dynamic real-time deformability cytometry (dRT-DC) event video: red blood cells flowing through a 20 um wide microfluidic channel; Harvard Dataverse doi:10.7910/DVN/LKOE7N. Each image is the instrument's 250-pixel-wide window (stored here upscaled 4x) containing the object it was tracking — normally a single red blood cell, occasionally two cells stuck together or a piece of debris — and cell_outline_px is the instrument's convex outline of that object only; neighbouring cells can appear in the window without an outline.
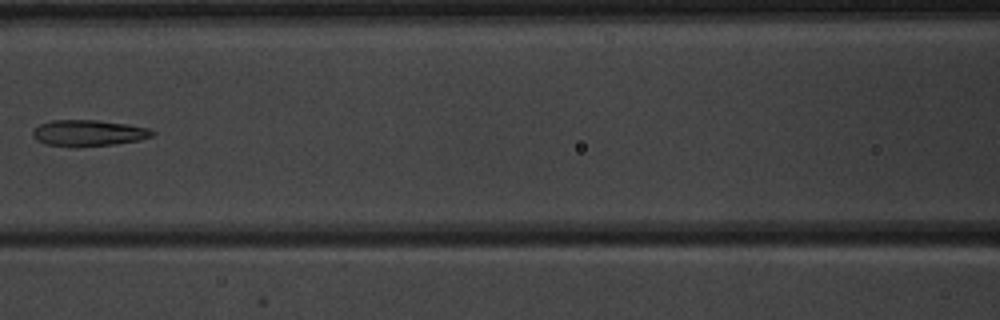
{"species": "common noctule bat (a hibernating species)", "species_latin": "Nyctalus noctula", "temperature_condition": "warm", "stored_images_in_passage": 9, "camera_frame_rate_fps": 3000, "um_per_image_px": 0.085, "animal": {"sex": "male", "body_mass_g": 20.1, "forearm_length_mm": 53.5}, "frame": {"image": 1, "passage_image": 8, "time_ms": 9.333, "image_size_px": [1000, 320], "cell_outline_px": [[156, 132], [152, 136], [140, 140], [116, 144], [76, 148], [72, 148], [44, 144], [36, 140], [32, 136], [32, 128], [40, 124], [52, 120], [96, 120], [128, 124], [148, 128]], "centroid_in_image_um": [7.48, 11.33], "position_along_channel_um": 159.1, "area_um2": 18.73}}
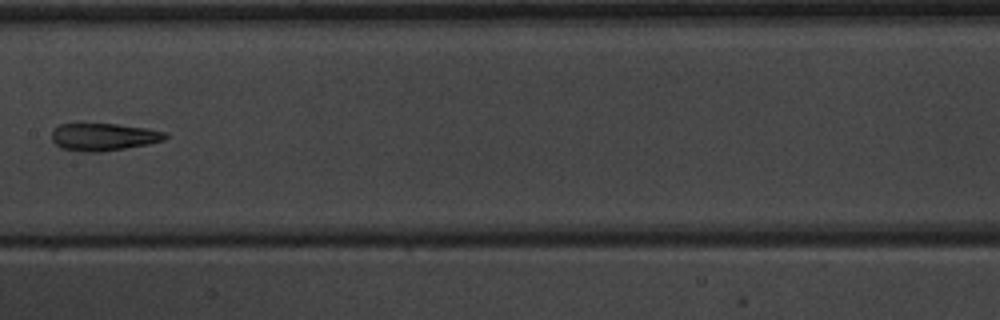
{"frame": {"image": 2, "passage_image": 9, "time_ms": 10.333, "image_size_px": [1000, 320], "cell_outline_px": [[168, 136], [164, 140], [148, 144], [100, 152], [84, 152], [60, 148], [52, 140], [52, 132], [60, 124], [116, 124], [144, 128], [168, 132]], "centroid_in_image_um": [8.81, 11.64], "position_along_channel_um": 198.6, "area_um2": 18.03}}